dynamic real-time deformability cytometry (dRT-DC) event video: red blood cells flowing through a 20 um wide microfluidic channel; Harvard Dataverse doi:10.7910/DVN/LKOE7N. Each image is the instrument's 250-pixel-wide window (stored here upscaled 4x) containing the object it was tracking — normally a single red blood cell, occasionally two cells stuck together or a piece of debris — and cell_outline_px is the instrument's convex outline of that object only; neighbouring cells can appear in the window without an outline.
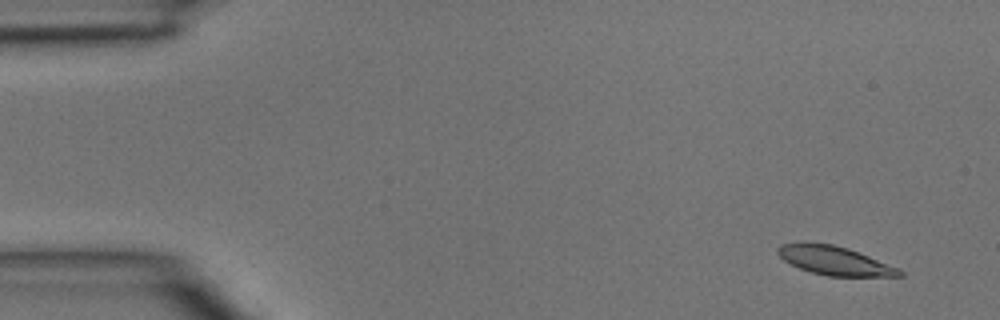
{"species": "common noctule bat (a hibernating species)", "species_latin": "Nyctalus noctula", "temperature_condition": "room temperature", "stored_images_in_passage": 45, "camera_frame_rate_fps": 3000, "um_per_image_px": 0.085, "animal": {"sex": "male", "body_mass_g": 15.6}, "frame": {"image": 1, "passage_image": 2, "time_ms": 0.333, "image_size_px": [1000, 320], "cell_outline_px": [[904, 276], [828, 276], [812, 272], [800, 268], [784, 260], [776, 252], [776, 248], [780, 244], [800, 240], [804, 240], [832, 244], [848, 248], [900, 268], [904, 272]], "centroid_in_image_um": [70.9, 22.11], "position_along_channel_um": 14.1, "area_um2": 20.81}}
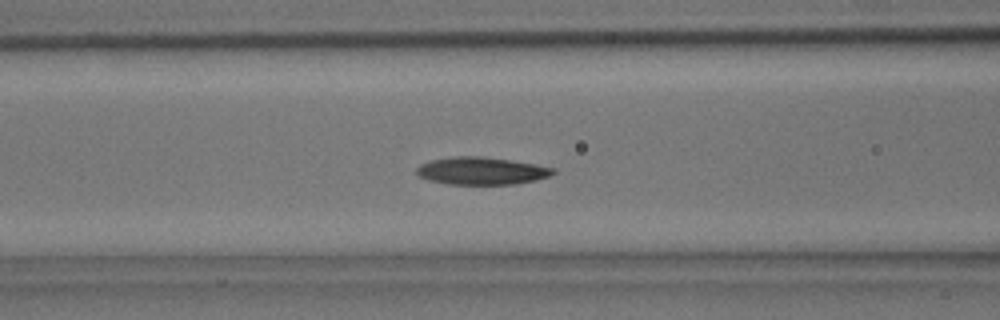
{"frame": {"image": 2, "passage_image": 17, "time_ms": 5.333, "image_size_px": [1000, 320], "cell_outline_px": [[556, 172], [548, 176], [536, 180], [516, 184], [448, 184], [428, 180], [416, 176], [416, 168], [420, 164], [432, 160], [456, 156], [476, 156], [508, 160], [556, 168]], "centroid_in_image_um": [40.89, 14.53], "position_along_channel_um": 125.7, "area_um2": 21.73}}
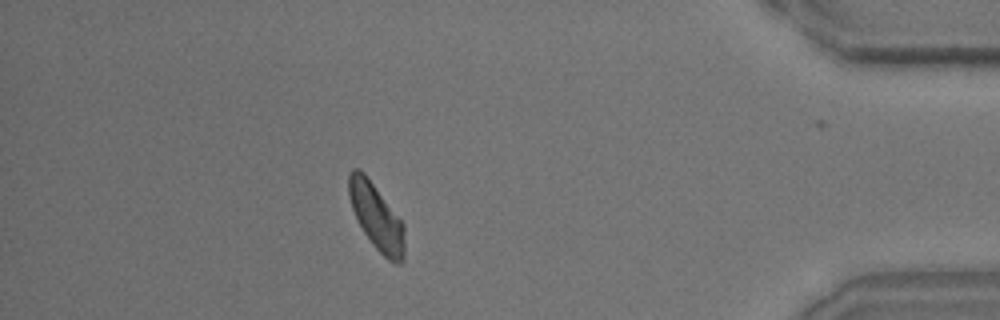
{"frame": {"image": 3, "passage_image": 39, "time_ms": 12.667, "image_size_px": [1000, 320], "cell_outline_px": [[404, 260], [400, 264], [396, 264], [388, 260], [372, 244], [364, 232], [352, 208], [348, 192], [348, 172], [352, 168], [356, 168], [364, 172], [404, 224]], "centroid_in_image_um": [32.0, 18.43], "position_along_channel_um": 403.2, "area_um2": 21.27}}